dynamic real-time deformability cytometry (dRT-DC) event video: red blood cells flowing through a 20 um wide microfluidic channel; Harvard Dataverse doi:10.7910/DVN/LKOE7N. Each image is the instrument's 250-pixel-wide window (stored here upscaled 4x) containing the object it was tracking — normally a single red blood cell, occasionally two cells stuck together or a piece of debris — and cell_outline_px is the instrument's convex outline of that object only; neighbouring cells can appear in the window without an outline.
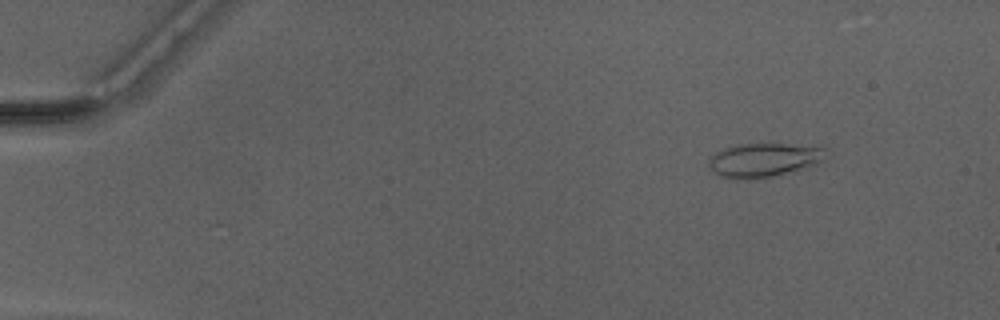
{"species": "Egyptian fruit bat (a non-hibernating species)", "species_latin": "Rousettus aegyptiacus", "temperature_condition": "warm", "stored_images_in_passage": 48, "camera_frame_rate_fps": 3000, "um_per_image_px": 0.085, "animal": {"sex": "male"}, "frame": {"image": 1, "passage_image": 4, "time_ms": 1.0, "image_size_px": [1000, 320], "cell_outline_px": [[824, 160], [816, 164], [796, 172], [768, 176], [736, 180], [720, 176], [708, 168], [708, 160], [716, 152], [728, 148], [744, 144], [820, 144], [824, 148]], "centroid_in_image_um": [64.99, 13.59], "position_along_channel_um": 20.0, "area_um2": 23.29}}
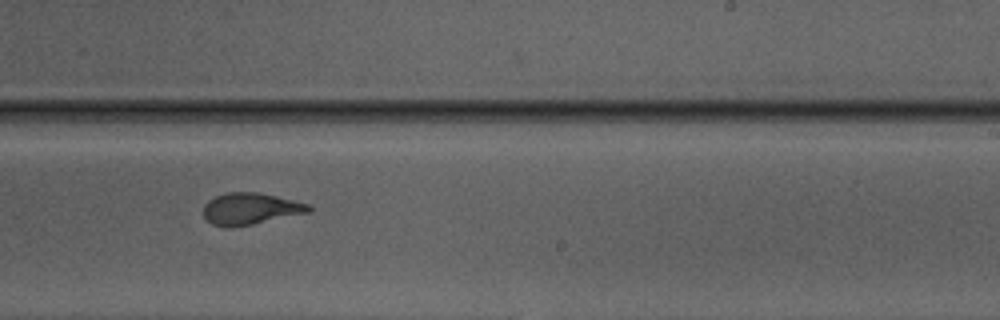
{"frame": {"image": 2, "passage_image": 30, "time_ms": 9.667, "image_size_px": [1000, 320], "cell_outline_px": [[312, 212], [252, 224], [228, 228], [224, 228], [212, 224], [204, 216], [204, 204], [208, 200], [224, 192], [256, 192], [276, 196], [308, 204], [312, 208]], "centroid_in_image_um": [21.27, 17.75], "position_along_channel_um": 267.7, "area_um2": 19.48}}
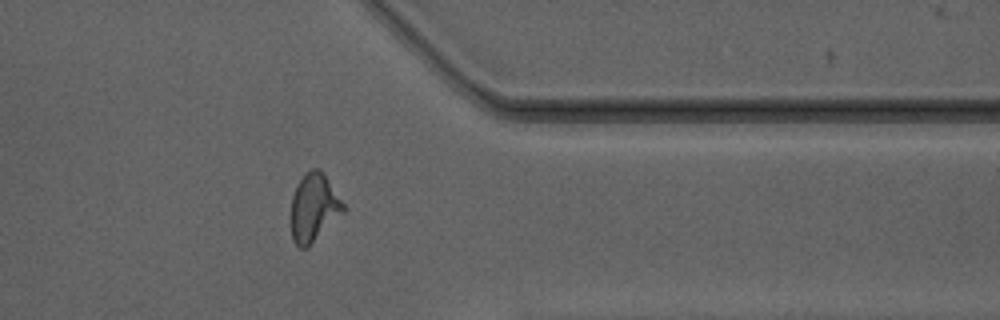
{"frame": {"image": 3, "passage_image": 39, "time_ms": 12.667, "image_size_px": [1000, 320], "cell_outline_px": [[348, 208], [308, 248], [300, 248], [292, 240], [292, 196], [296, 184], [312, 168], [320, 168]], "centroid_in_image_um": [26.71, 17.66], "position_along_channel_um": 384.7, "area_um2": 20.75}, "authors_computed_cell_mechanics": {"area_um2": 20.0566, "velocity_mm_per_s": 4.1746, "shape_relaxation_time_tau1_ms": 5.0018, "shape_relaxation_time_tau2_ms": 1.0481, "deformation_change_tau1": 0.2293, "deformation_change_tau2": 0.0991}}